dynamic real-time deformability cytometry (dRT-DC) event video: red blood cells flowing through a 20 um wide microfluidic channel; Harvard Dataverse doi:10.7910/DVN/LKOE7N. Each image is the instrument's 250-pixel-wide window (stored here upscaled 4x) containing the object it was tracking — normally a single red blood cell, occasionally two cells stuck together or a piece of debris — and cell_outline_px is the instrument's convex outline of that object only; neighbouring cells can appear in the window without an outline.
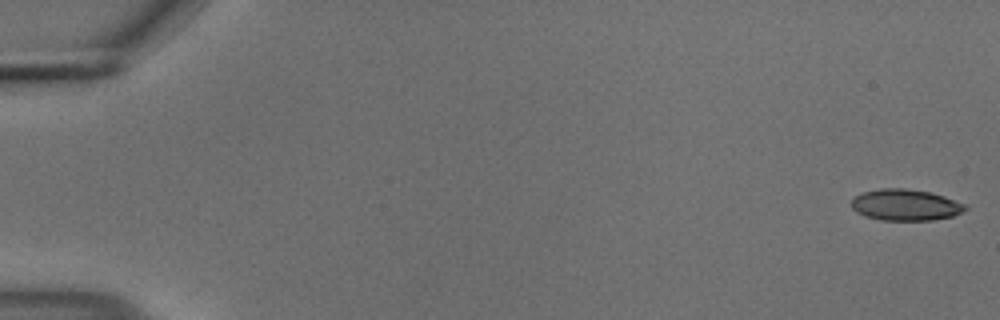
{"species": "common noctule bat (a hibernating species)", "species_latin": "Nyctalus noctula", "temperature_condition": "cold", "stored_images_in_passage": 55, "camera_frame_rate_fps": 3000, "um_per_image_px": 0.085, "animal": {"sex": "male", "body_mass_g": 18.8}, "frame": {"image": 1, "passage_image": 1, "time_ms": 0.0, "image_size_px": [1000, 320], "cell_outline_px": [[968, 208], [952, 216], [932, 220], [880, 220], [864, 216], [856, 212], [852, 208], [852, 200], [856, 196], [864, 192], [880, 188], [904, 188], [928, 192], [944, 196], [968, 204]], "centroid_in_image_um": [76.97, 17.42], "position_along_channel_um": 8.0, "area_um2": 20.75}}
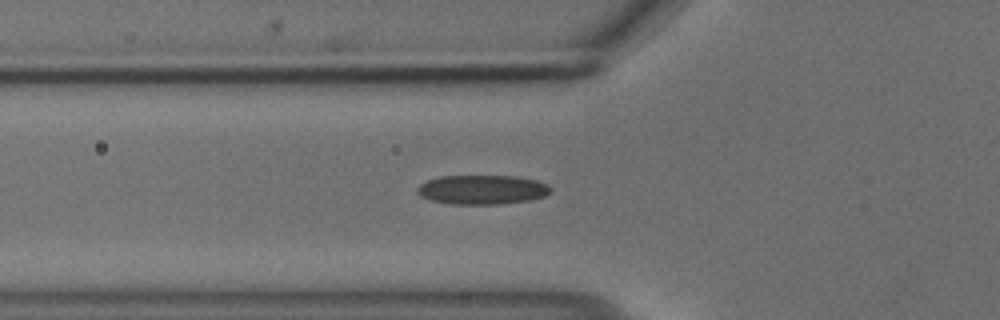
{"frame": {"image": 2, "passage_image": 20, "time_ms": 6.333, "image_size_px": [1000, 320], "cell_outline_px": [[552, 192], [544, 196], [528, 200], [500, 204], [452, 204], [428, 200], [420, 196], [416, 192], [416, 188], [420, 184], [428, 180], [440, 176], [516, 176], [536, 180], [548, 184], [552, 188]], "centroid_in_image_um": [40.97, 16.12], "position_along_channel_um": 84.8, "area_um2": 22.95}}
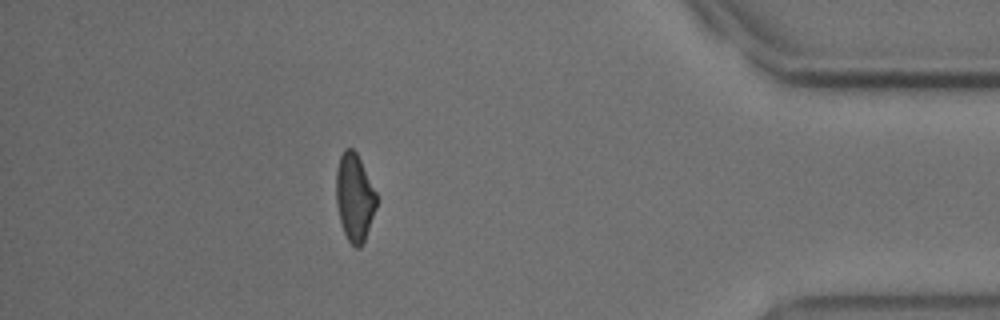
{"frame": {"image": 3, "passage_image": 49, "time_ms": 16.0, "image_size_px": [1000, 320], "cell_outline_px": [[380, 200], [364, 240], [360, 248], [356, 248], [348, 240], [344, 232], [340, 220], [336, 204], [336, 168], [340, 156], [344, 148], [352, 148], [356, 152]], "centroid_in_image_um": [30.14, 16.77], "position_along_channel_um": 405.1, "area_um2": 20.75}, "authors_computed_cell_mechanics": {"area_um2": 21.675, "velocity_mm_per_s": 3.7091, "shape_relaxation_time_tau1_ms": 6.4995, "shape_relaxation_time_tau2_ms": 3.2608, "deformation_change_tau1": 0.1557, "deformation_change_tau2": 0.0968}}